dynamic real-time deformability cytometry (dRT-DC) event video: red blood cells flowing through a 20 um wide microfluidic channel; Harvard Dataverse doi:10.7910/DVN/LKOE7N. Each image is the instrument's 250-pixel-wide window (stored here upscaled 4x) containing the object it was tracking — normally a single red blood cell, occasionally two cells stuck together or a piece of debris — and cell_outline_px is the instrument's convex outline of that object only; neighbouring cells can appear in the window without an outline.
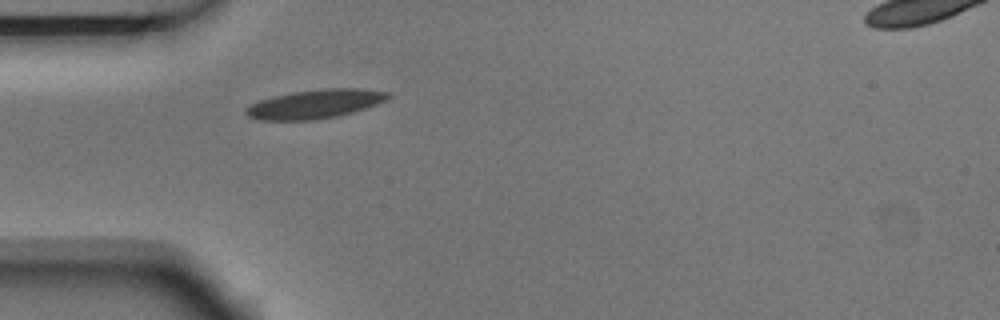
{"species": "Egyptian fruit bat (a non-hibernating species)", "species_latin": "Rousettus aegyptiacus", "temperature_condition": "room temperature", "stored_images_in_passage": 1, "camera_frame_rate_fps": 3000, "um_per_image_px": 0.085, "animal": {"sex": "male"}, "frame": {"image": 1, "passage_image": 1, "time_ms": 0.0, "image_size_px": [1000, 320], "cell_outline_px": [[392, 96], [388, 100], [352, 112], [336, 116], [316, 120], [260, 120], [248, 116], [244, 112], [244, 108], [260, 100], [272, 96], [292, 92], [324, 88], [364, 88], [388, 92]], "centroid_in_image_um": [26.79, 8.83], "position_along_channel_um": 58.2, "area_um2": 24.04}}